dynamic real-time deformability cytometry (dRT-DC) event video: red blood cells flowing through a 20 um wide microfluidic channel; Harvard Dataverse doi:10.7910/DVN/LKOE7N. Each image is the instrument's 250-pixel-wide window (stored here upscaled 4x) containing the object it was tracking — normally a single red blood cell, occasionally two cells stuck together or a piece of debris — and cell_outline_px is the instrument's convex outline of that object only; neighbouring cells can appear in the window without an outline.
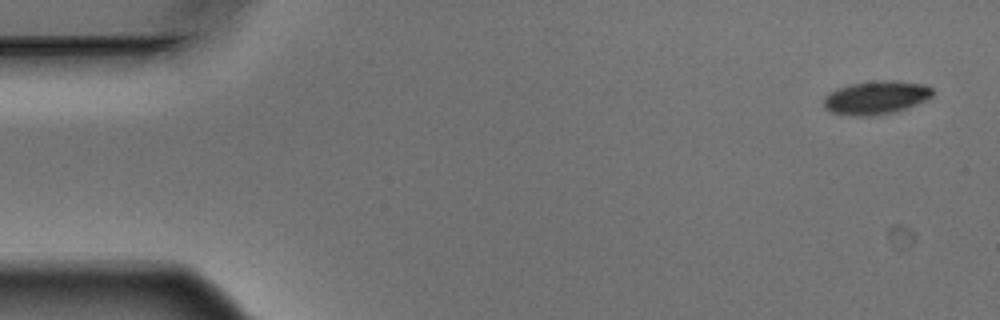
{"species": "Egyptian fruit bat (a non-hibernating species)", "species_latin": "Rousettus aegyptiacus", "temperature_condition": "warm", "stored_images_in_passage": 5, "camera_frame_rate_fps": 3000, "um_per_image_px": 0.085, "animal": {"sex": "male"}, "frame": {"image": 1, "passage_image": 1, "time_ms": 0.0, "image_size_px": [1000, 320], "cell_outline_px": [[932, 96], [916, 104], [896, 112], [868, 116], [856, 116], [832, 112], [824, 104], [824, 96], [828, 92], [852, 84], [880, 80], [896, 80], [924, 84], [932, 88]], "centroid_in_image_um": [74.48, 8.29], "position_along_channel_um": 10.5, "area_um2": 20.92}}
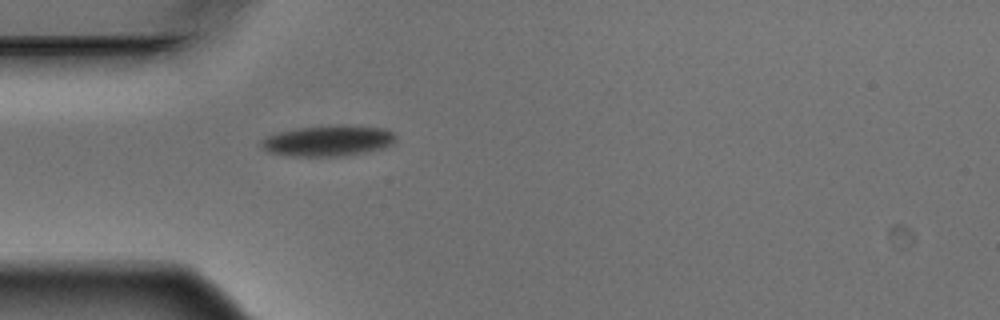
{"frame": {"image": 2, "passage_image": 5, "time_ms": 1.333, "image_size_px": [1000, 320], "cell_outline_px": [[396, 140], [392, 144], [384, 148], [344, 156], [288, 156], [268, 152], [260, 144], [260, 140], [276, 132], [296, 128], [336, 124], [344, 124], [384, 128], [392, 132], [396, 136]], "centroid_in_image_um": [27.89, 11.95], "position_along_channel_um": 57.1, "area_um2": 24.51}}